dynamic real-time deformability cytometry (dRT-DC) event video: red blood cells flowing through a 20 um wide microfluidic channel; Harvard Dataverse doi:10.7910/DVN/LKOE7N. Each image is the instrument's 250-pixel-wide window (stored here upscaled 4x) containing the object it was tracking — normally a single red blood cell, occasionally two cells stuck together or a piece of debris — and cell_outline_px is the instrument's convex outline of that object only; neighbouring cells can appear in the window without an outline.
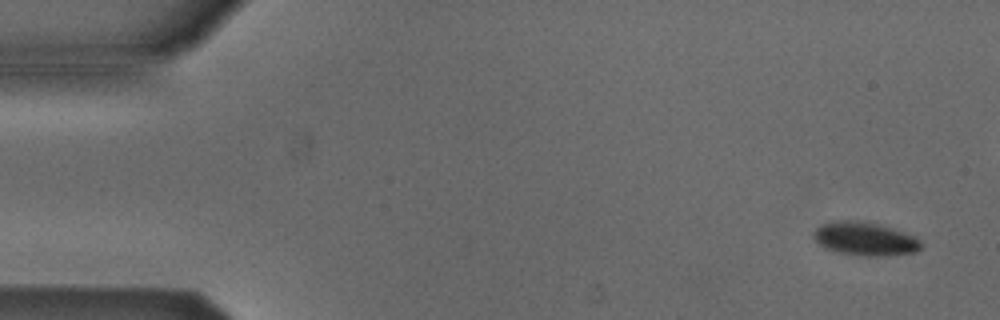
{"species": "Egyptian fruit bat (a non-hibernating species)", "species_latin": "Rousettus aegyptiacus", "temperature_condition": "cold", "stored_images_in_passage": 7, "camera_frame_rate_fps": 3000, "um_per_image_px": 0.085, "animal": {"sex": "male"}, "frame": {"image": 1, "passage_image": 1, "time_ms": 0.0, "image_size_px": [1000, 320], "cell_outline_px": [[924, 244], [916, 252], [888, 256], [864, 256], [836, 252], [824, 248], [812, 236], [812, 232], [816, 228], [824, 224], [840, 220], [856, 220], [876, 224], [892, 228], [916, 236]], "centroid_in_image_um": [73.55, 20.32], "position_along_channel_um": 11.5, "area_um2": 21.04}}
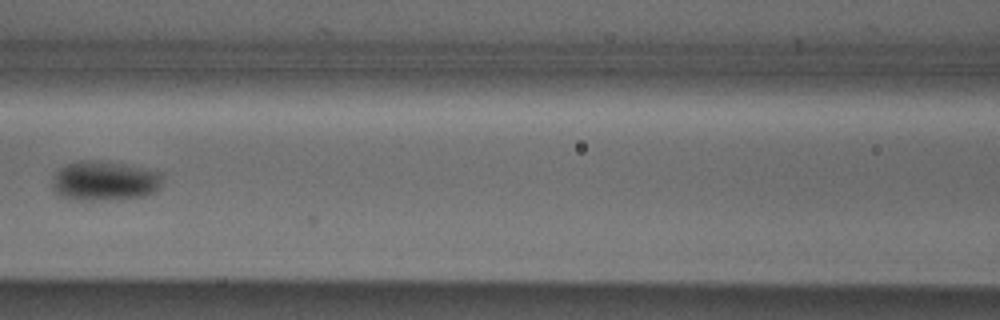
{"frame": {"image": 2, "passage_image": 6, "time_ms": 7.0, "image_size_px": [1000, 320], "cell_outline_px": [[160, 188], [156, 192], [144, 196], [116, 200], [80, 200], [60, 196], [52, 188], [52, 180], [56, 172], [60, 168], [68, 164], [80, 160], [92, 160], [120, 164], [160, 172]], "centroid_in_image_um": [8.86, 15.4], "position_along_channel_um": 157.7, "area_um2": 25.26}}
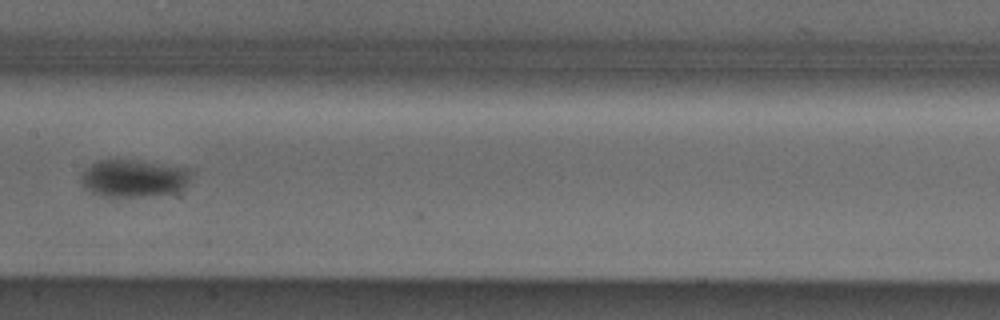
{"frame": {"image": 3, "passage_image": 7, "time_ms": 8.0, "image_size_px": [1000, 320], "cell_outline_px": [[192, 172], [188, 184], [184, 188], [176, 192], [140, 196], [100, 196], [84, 188], [80, 176], [84, 168], [100, 160], [132, 160], [188, 168]], "centroid_in_image_um": [11.35, 15.15], "position_along_channel_um": 196.0, "area_um2": 23.87}}